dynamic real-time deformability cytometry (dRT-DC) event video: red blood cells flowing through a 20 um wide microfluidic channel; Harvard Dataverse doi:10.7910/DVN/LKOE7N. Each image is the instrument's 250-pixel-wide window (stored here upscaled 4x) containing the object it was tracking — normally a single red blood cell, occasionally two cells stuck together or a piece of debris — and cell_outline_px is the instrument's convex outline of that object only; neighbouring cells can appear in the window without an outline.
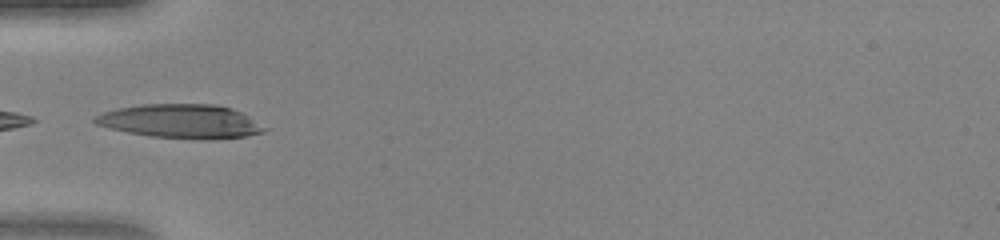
{"species": "human", "species_latin": "Homo sapiens", "temperature_condition": "warm", "stored_images_in_passage": 32, "camera_frame_rate_fps": 3000, "um_per_image_px": 0.085, "donor": {"sex": "female"}, "frame": {"image": 1, "passage_image": 1, "time_ms": 0.0, "image_size_px": [1000, 240], "cell_outline_px": [[268, 128], [264, 132], [248, 136], [208, 140], [148, 136], [108, 128], [96, 124], [92, 120], [92, 116], [100, 112], [116, 108], [140, 104], [216, 104], [232, 108], [240, 112]], "centroid_in_image_um": [15.32, 10.31], "position_along_channel_um": 69.7, "area_um2": 33.87}}
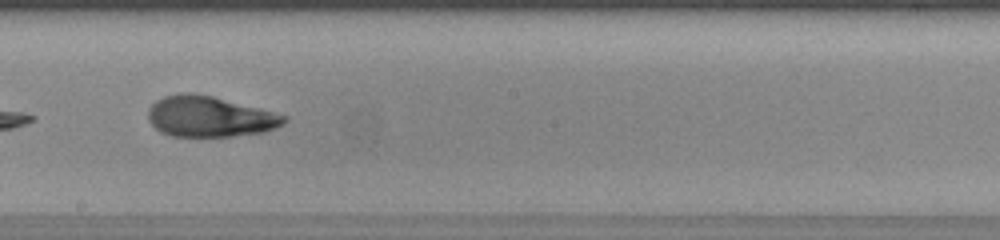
{"frame": {"image": 2, "passage_image": 12, "time_ms": 3.667, "image_size_px": [1000, 240], "cell_outline_px": [[288, 120], [284, 124], [276, 128], [264, 132], [232, 136], [172, 136], [160, 132], [148, 120], [148, 108], [156, 100], [164, 96], [180, 92], [192, 92], [212, 96], [260, 108], [288, 116]], "centroid_in_image_um": [17.82, 9.9], "position_along_channel_um": 230.4, "area_um2": 32.43}}
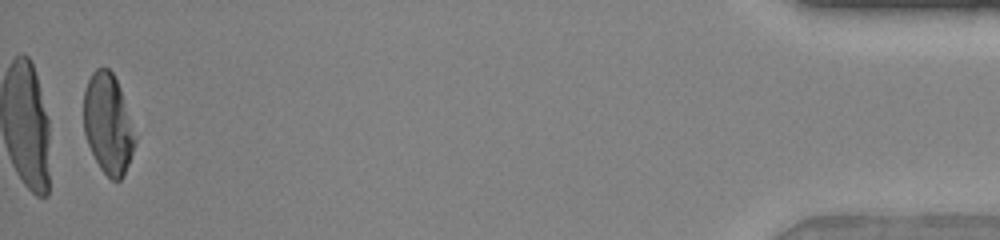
{"frame": {"image": 3, "passage_image": 31, "time_ms": 10.0, "image_size_px": [1000, 240], "cell_outline_px": [[136, 144], [124, 176], [120, 180], [112, 180], [100, 168], [88, 144], [84, 132], [84, 88], [92, 72], [96, 68], [108, 68], [112, 72], [120, 88], [136, 140]], "centroid_in_image_um": [9.17, 10.54], "position_along_channel_um": 426.0, "area_um2": 29.65}}